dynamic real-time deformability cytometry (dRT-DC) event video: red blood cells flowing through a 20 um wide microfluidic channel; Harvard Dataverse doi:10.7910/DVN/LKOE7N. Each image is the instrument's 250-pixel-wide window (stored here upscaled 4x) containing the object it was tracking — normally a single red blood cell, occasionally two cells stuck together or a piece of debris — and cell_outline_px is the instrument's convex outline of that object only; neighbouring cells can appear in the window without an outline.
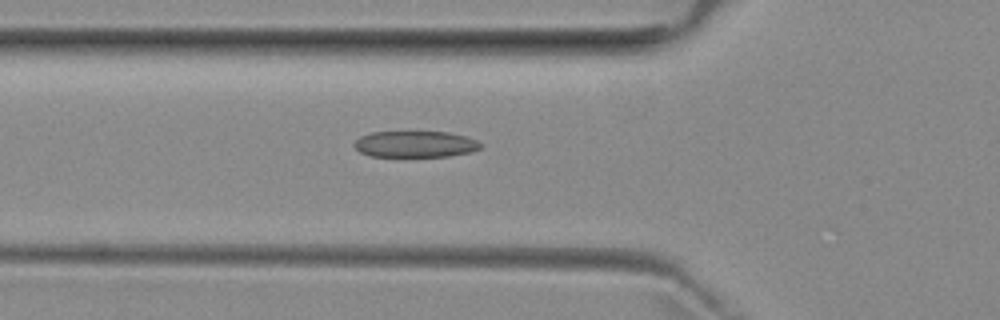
{"species": "common noctule bat (a hibernating species)", "species_latin": "Nyctalus noctula", "temperature_condition": "room temperature", "stored_images_in_passage": 30, "camera_frame_rate_fps": 3000, "um_per_image_px": 0.085, "animal": {"sex": "female", "body_mass_g": 29.2, "forearm_length_mm": 56.3}, "frame": {"image": 1, "passage_image": 18, "time_ms": 5.667, "image_size_px": [1000, 320], "cell_outline_px": [[480, 148], [468, 152], [448, 156], [368, 156], [360, 152], [352, 144], [360, 136], [372, 132], [448, 132], [464, 136], [476, 140], [480, 144]], "centroid_in_image_um": [35.23, 12.25], "position_along_channel_um": 90.6, "area_um2": 19.13}}
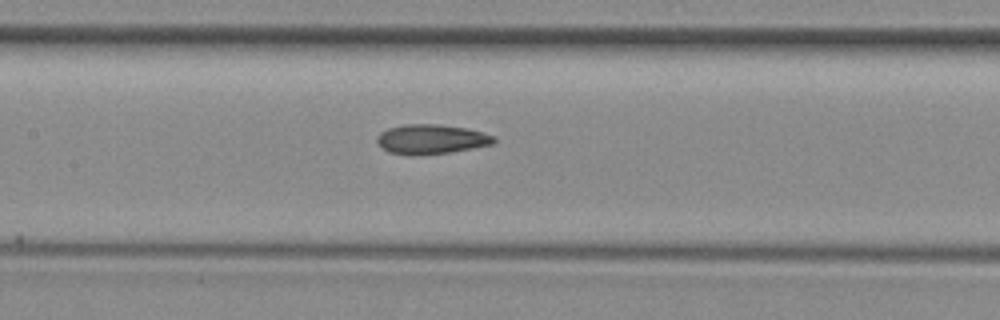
{"frame": {"image": 2, "passage_image": 24, "time_ms": 7.667, "image_size_px": [1000, 320], "cell_outline_px": [[496, 140], [492, 144], [472, 148], [448, 152], [388, 152], [376, 140], [376, 136], [380, 132], [388, 128], [404, 124], [436, 124], [468, 128], [484, 132], [496, 136]], "centroid_in_image_um": [36.71, 11.77], "position_along_channel_um": 170.7, "area_um2": 19.36}}
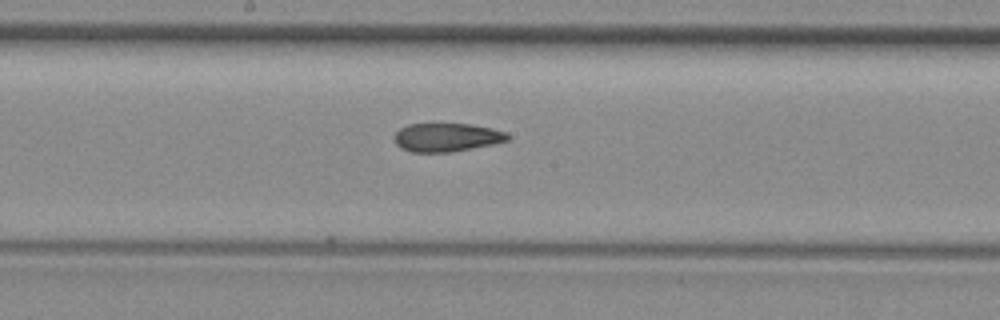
{"frame": {"image": 3, "passage_image": 27, "time_ms": 8.667, "image_size_px": [1000, 320], "cell_outline_px": [[508, 140], [492, 144], [452, 152], [412, 152], [400, 148], [396, 144], [396, 132], [400, 128], [408, 124], [472, 124], [492, 128], [504, 132], [508, 136]], "centroid_in_image_um": [37.95, 11.67], "position_along_channel_um": 210.3, "area_um2": 18.61}}